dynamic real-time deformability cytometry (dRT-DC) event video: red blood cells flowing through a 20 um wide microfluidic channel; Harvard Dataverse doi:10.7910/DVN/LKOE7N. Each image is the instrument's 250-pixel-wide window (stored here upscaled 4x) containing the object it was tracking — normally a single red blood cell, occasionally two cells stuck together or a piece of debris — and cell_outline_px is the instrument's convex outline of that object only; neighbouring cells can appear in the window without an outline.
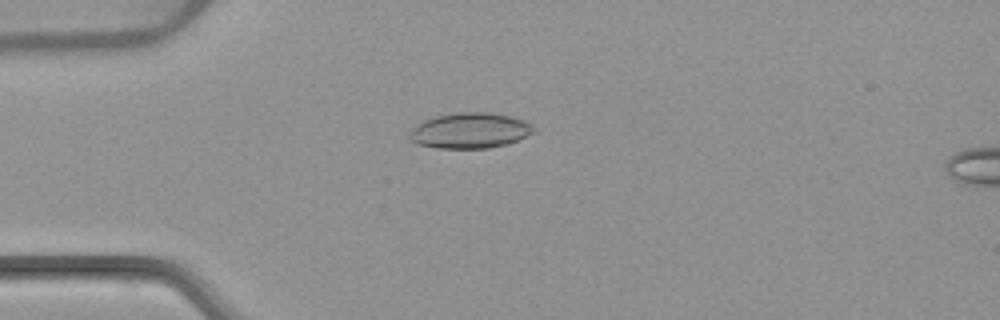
{"species": "common noctule bat (a hibernating species)", "species_latin": "Nyctalus noctula", "temperature_condition": "warm", "stored_images_in_passage": 5, "camera_frame_rate_fps": 3000, "um_per_image_px": 0.085, "animal": {"sex": "female", "body_mass_g": 22.7, "forearm_length_mm": 54.2}, "frame": {"image": 1, "passage_image": 4, "time_ms": 3.667, "image_size_px": [1000, 320], "cell_outline_px": [[536, 132], [516, 140], [504, 144], [488, 148], [440, 148], [416, 144], [408, 140], [408, 136], [424, 120], [436, 116], [452, 112], [488, 112], [512, 116], [524, 120], [532, 124], [536, 128]], "centroid_in_image_um": [39.98, 11.09], "position_along_channel_um": 45.0, "area_um2": 25.66}}